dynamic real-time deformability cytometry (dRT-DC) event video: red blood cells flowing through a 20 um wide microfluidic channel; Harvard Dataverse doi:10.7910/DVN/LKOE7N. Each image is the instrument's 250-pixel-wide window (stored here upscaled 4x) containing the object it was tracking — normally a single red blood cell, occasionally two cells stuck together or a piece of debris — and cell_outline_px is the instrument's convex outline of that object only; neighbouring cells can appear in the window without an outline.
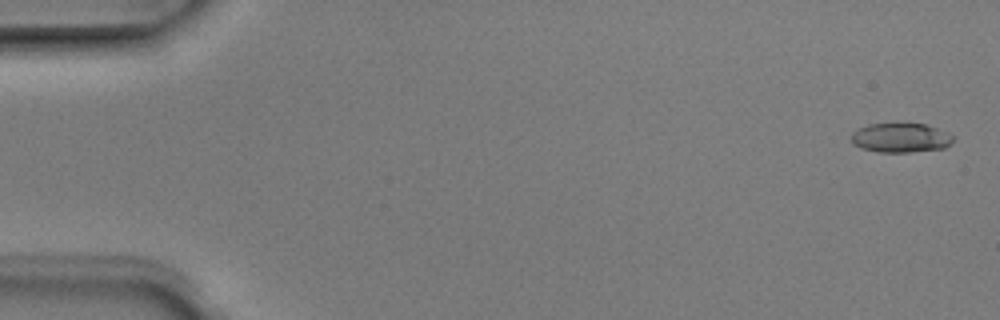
{"species": "Egyptian fruit bat (a non-hibernating species)", "species_latin": "Rousettus aegyptiacus", "temperature_condition": "room temperature", "stored_images_in_passage": 5, "camera_frame_rate_fps": 3000, "um_per_image_px": 0.085, "animal": {"sex": "male"}, "frame": {"image": 1, "passage_image": 1, "time_ms": 0.0, "image_size_px": [1000, 320], "cell_outline_px": [[952, 144], [944, 148], [908, 152], [880, 152], [860, 148], [852, 144], [852, 132], [868, 124], [924, 124], [948, 132], [952, 136]], "centroid_in_image_um": [76.55, 11.72], "position_along_channel_um": 8.5, "area_um2": 17.28}}
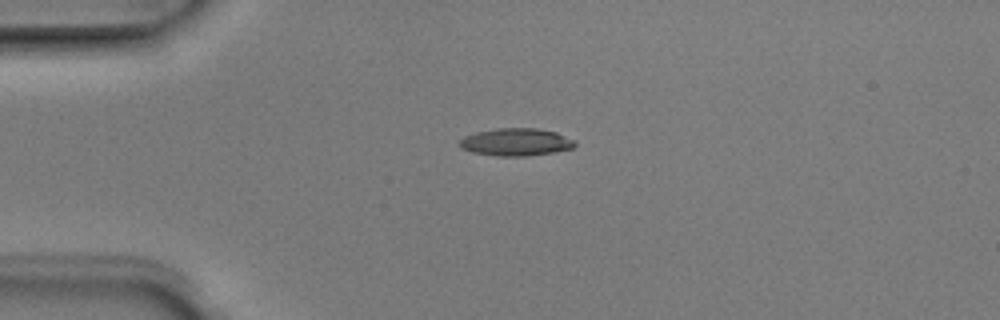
{"frame": {"image": 2, "passage_image": 4, "time_ms": 1.0, "image_size_px": [1000, 320], "cell_outline_px": [[576, 144], [572, 148], [552, 152], [524, 156], [496, 156], [472, 152], [460, 148], [456, 144], [464, 136], [476, 132], [496, 128], [536, 128], [556, 132], [576, 140]], "centroid_in_image_um": [43.82, 12.07], "position_along_channel_um": 41.2, "area_um2": 18.61}}